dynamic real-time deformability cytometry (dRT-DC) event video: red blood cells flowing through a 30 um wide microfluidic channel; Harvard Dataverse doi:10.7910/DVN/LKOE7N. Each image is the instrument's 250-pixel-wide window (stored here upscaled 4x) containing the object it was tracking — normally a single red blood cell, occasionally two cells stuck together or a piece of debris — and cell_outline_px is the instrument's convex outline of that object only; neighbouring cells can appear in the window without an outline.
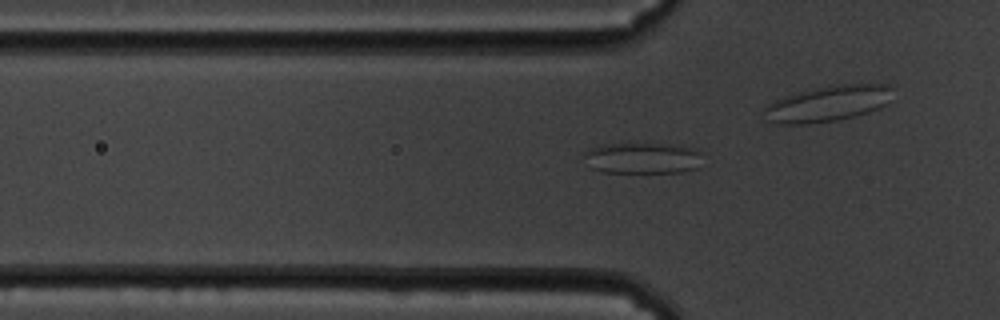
{"species": "common noctule bat (a hibernating species)", "species_latin": "Nyctalus noctula", "temperature_condition": "cold", "stored_images_in_passage": 61, "camera_frame_rate_fps": 3000, "um_per_image_px": 0.085, "animal": {"sex": "male", "body_mass_g": 19.5, "forearm_length_mm": 54.6}, "frame": {"image": 1, "passage_image": 20, "time_ms": 6.333, "image_size_px": [1000, 320], "cell_outline_px": [[704, 152], [696, 168], [680, 172], [600, 172], [592, 168], [580, 152], [604, 144], [628, 140], [680, 144], [700, 148]], "centroid_in_image_um": [54.64, 13.36], "position_along_channel_um": 71.2, "area_um2": 22.95}}
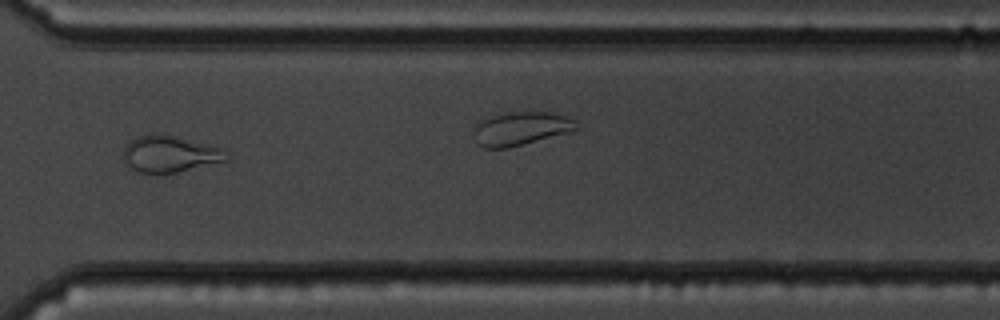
{"frame": {"image": 2, "passage_image": 45, "time_ms": 14.667, "image_size_px": [1000, 320], "cell_outline_px": [[228, 160], [176, 172], [140, 172], [132, 168], [124, 160], [124, 148], [132, 140], [140, 136], [172, 136], [208, 144], [220, 148]], "centroid_in_image_um": [14.43, 13.11], "position_along_channel_um": 356.2, "area_um2": 20.69}}
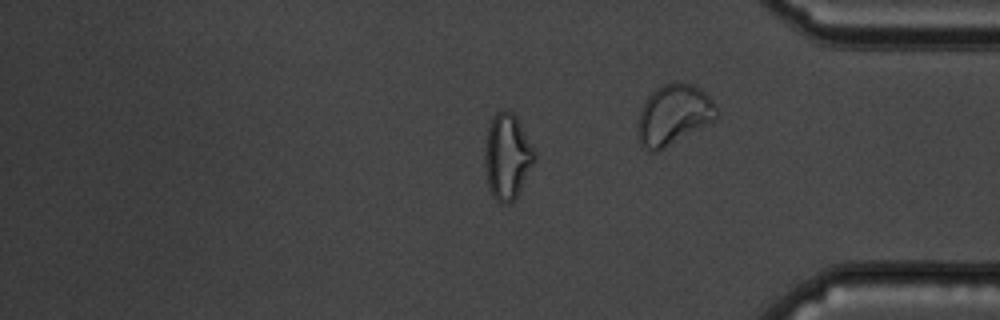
{"frame": {"image": 3, "passage_image": 50, "time_ms": 16.333, "image_size_px": [1000, 320], "cell_outline_px": [[536, 160], [516, 196], [508, 204], [500, 204], [492, 196], [488, 188], [484, 164], [484, 152], [488, 128], [492, 116], [496, 112], [504, 108], [508, 108], [516, 116], [536, 152]], "centroid_in_image_um": [43.1, 13.28], "position_along_channel_um": 392.1, "area_um2": 25.09}, "authors_computed_cell_mechanics": {"area_um2": 24.3916, "velocity_mm_per_s": 3.4178, "shape_relaxation_time_tau1_ms": null, "shape_relaxation_time_tau2_ms": 1.4361, "deformation_change_tau1": null, "deformation_change_tau2": 0.0582}}